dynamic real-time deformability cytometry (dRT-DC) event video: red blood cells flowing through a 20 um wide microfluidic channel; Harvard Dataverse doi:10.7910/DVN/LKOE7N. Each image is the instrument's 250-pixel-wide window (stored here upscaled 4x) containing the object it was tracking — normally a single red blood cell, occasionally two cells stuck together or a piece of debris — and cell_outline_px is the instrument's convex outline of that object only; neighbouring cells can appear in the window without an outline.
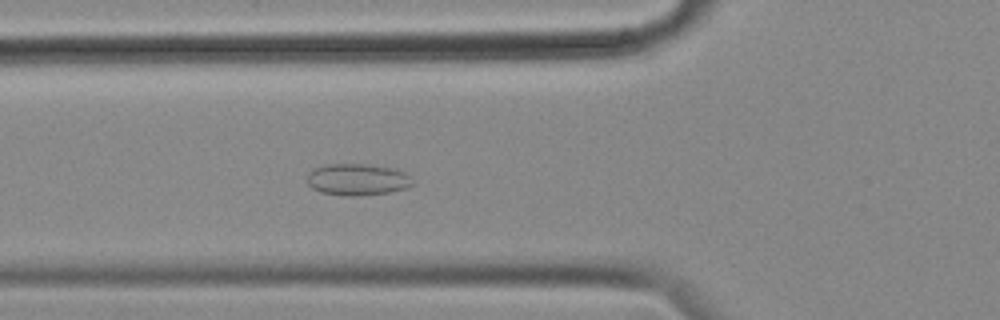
{"species": "common noctule bat (a hibernating species)", "species_latin": "Nyctalus noctula", "temperature_condition": "cold", "stored_images_in_passage": 58, "camera_frame_rate_fps": 3000, "um_per_image_px": 0.085, "animal": {"sex": "female", "body_mass_g": 18.4}, "frame": {"image": 1, "passage_image": 21, "time_ms": 6.667, "image_size_px": [1000, 320], "cell_outline_px": [[412, 184], [404, 188], [388, 192], [356, 196], [344, 196], [320, 192], [312, 188], [308, 184], [308, 172], [312, 168], [328, 164], [368, 164], [392, 168], [404, 172], [408, 176]], "centroid_in_image_um": [30.31, 15.25], "position_along_channel_um": 95.5, "area_um2": 19.31}}
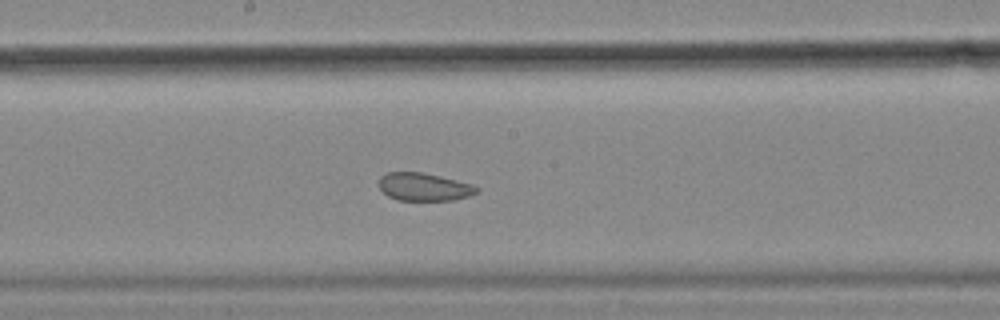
{"frame": {"image": 2, "passage_image": 31, "time_ms": 10.0, "image_size_px": [1000, 320], "cell_outline_px": [[480, 188], [476, 192], [468, 196], [456, 200], [396, 200], [388, 196], [380, 188], [380, 176], [388, 172], [420, 172], [440, 176], [472, 184]], "centroid_in_image_um": [36.04, 15.89], "position_along_channel_um": 212.2, "area_um2": 15.78}}
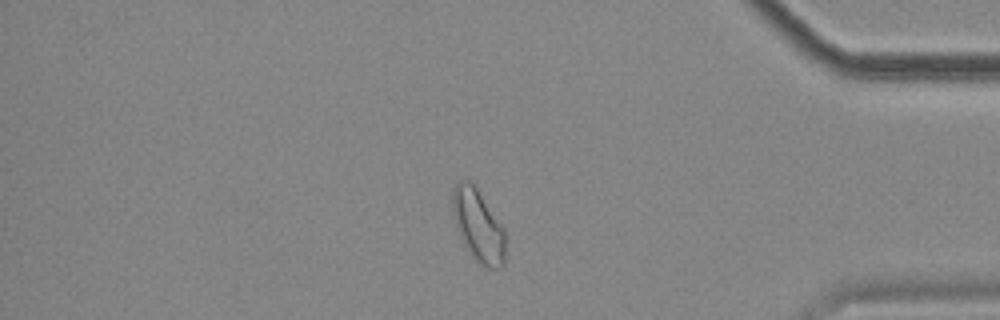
{"frame": {"image": 3, "passage_image": 49, "time_ms": 16.0, "image_size_px": [1000, 320], "cell_outline_px": [[504, 264], [500, 268], [488, 268], [476, 260], [460, 236], [456, 224], [452, 208], [452, 188], [460, 180], [468, 180], [476, 188], [504, 228]], "centroid_in_image_um": [40.64, 19.15], "position_along_channel_um": 394.6, "area_um2": 21.62}, "authors_computed_cell_mechanics": {"area_um2": 21.5594, "velocity_mm_per_s": 3.5051, "shape_relaxation_time_tau1_ms": null, "shape_relaxation_time_tau2_ms": 1.8236, "deformation_change_tau1": null, "deformation_change_tau2": 0.0787}}